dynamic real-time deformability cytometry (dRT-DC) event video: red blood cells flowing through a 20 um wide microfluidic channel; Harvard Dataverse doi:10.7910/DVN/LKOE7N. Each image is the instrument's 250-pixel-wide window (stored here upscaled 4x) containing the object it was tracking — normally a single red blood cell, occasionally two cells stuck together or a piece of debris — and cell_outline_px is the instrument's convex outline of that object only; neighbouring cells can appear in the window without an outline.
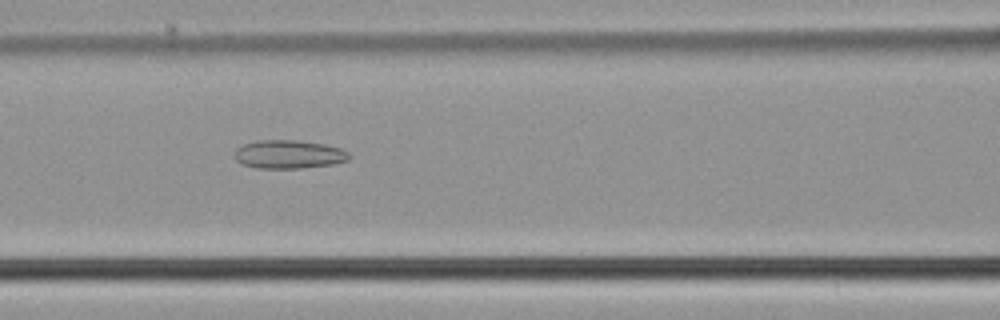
{"species": "common noctule bat (a hibernating species)", "species_latin": "Nyctalus noctula", "temperature_condition": "cold", "stored_images_in_passage": 55, "camera_frame_rate_fps": 3000, "um_per_image_px": 0.085, "animal": {"sex": "male", "body_mass_g": 21.5, "forearm_length_mm": 52.0}, "frame": {"image": 1, "passage_image": 24, "time_ms": 7.667, "image_size_px": [1000, 320], "cell_outline_px": [[352, 156], [348, 160], [332, 164], [300, 168], [256, 168], [240, 164], [236, 160], [236, 148], [244, 144], [256, 140], [296, 140], [324, 144], [340, 148], [348, 152]], "centroid_in_image_um": [24.54, 13.12], "position_along_channel_um": 142.1, "area_um2": 19.02}}
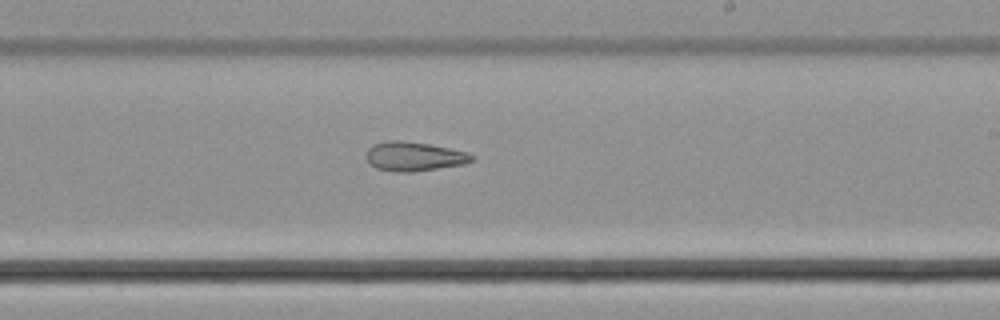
{"frame": {"image": 2, "passage_image": 33, "time_ms": 10.667, "image_size_px": [1000, 320], "cell_outline_px": [[472, 160], [464, 164], [412, 172], [396, 172], [376, 168], [368, 164], [364, 156], [368, 148], [372, 144], [384, 140], [400, 140], [428, 144], [448, 148], [464, 152], [472, 156]], "centroid_in_image_um": [35.07, 13.29], "position_along_channel_um": 253.9, "area_um2": 17.98}}
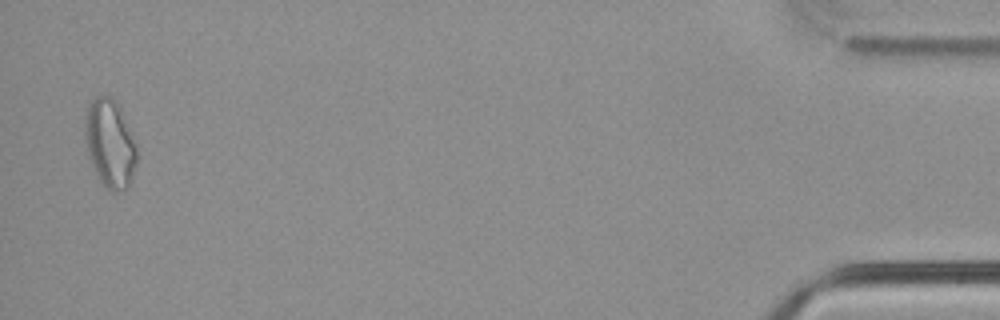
{"frame": {"image": 3, "passage_image": 54, "time_ms": 17.667, "image_size_px": [1000, 320], "cell_outline_px": [[136, 164], [132, 180], [128, 188], [116, 192], [112, 192], [104, 188], [96, 176], [92, 168], [88, 156], [84, 136], [84, 120], [88, 104], [96, 96], [112, 96], [120, 108], [136, 144]], "centroid_in_image_um": [9.32, 12.24], "position_along_channel_um": 425.9, "area_um2": 27.11}, "authors_computed_cell_mechanics": {"area_um2": 22.7154, "velocity_mm_per_s": 3.7431, "shape_relaxation_time_tau1_ms": null, "shape_relaxation_time_tau2_ms": 11.1945, "deformation_change_tau1": null, "deformation_change_tau2": 0.2096}}